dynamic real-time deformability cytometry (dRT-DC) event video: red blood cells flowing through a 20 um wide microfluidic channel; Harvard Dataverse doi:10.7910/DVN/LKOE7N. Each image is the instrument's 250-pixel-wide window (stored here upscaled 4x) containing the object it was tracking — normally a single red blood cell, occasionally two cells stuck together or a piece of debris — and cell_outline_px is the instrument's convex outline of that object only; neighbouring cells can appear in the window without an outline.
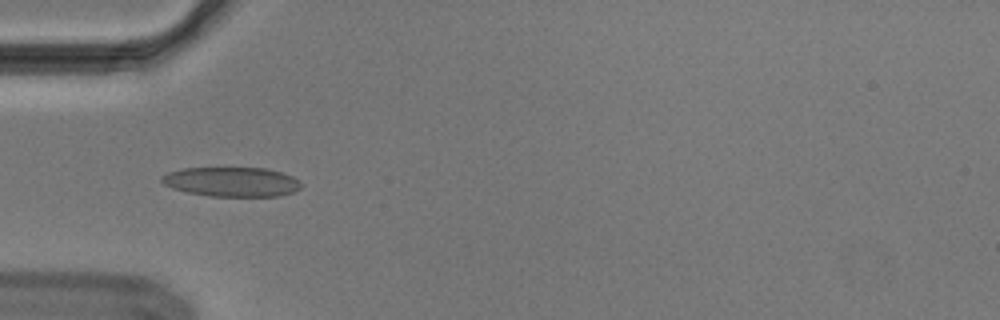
{"species": "Egyptian fruit bat (a non-hibernating species)", "species_latin": "Rousettus aegyptiacus", "temperature_condition": "cold", "stored_images_in_passage": 16, "camera_frame_rate_fps": 3000, "um_per_image_px": 0.085, "animal": {"sex": "male"}, "frame": {"image": 1, "passage_image": 3, "time_ms": 0.667, "image_size_px": [1000, 320], "cell_outline_px": [[300, 188], [292, 192], [280, 196], [208, 196], [188, 192], [172, 188], [164, 184], [160, 180], [160, 176], [168, 172], [184, 168], [264, 168], [280, 172], [292, 176], [300, 180]], "centroid_in_image_um": [19.67, 15.45], "position_along_channel_um": 65.3, "area_um2": 23.93}}
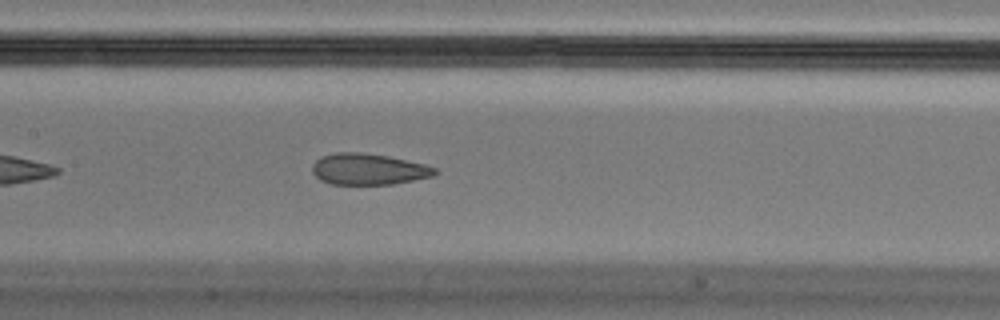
{"frame": {"image": 2, "passage_image": 12, "time_ms": 3.667, "image_size_px": [1000, 320], "cell_outline_px": [[440, 172], [432, 176], [392, 184], [328, 184], [320, 180], [312, 172], [312, 164], [320, 156], [336, 152], [360, 152], [388, 156], [424, 164], [436, 168]], "centroid_in_image_um": [31.28, 14.37], "position_along_channel_um": 176.1, "area_um2": 22.37}}
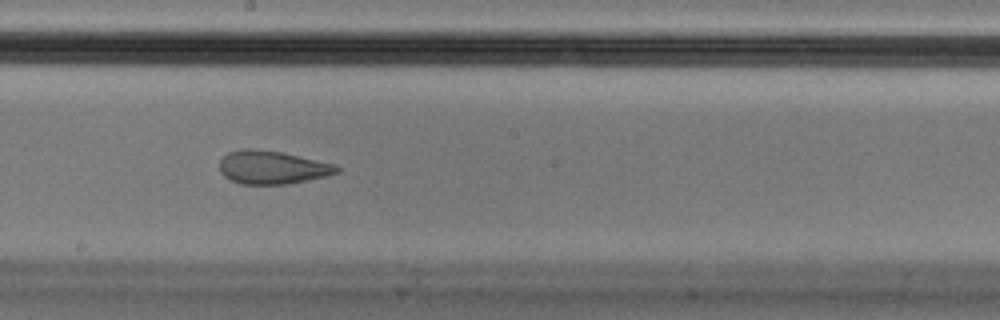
{"frame": {"image": 3, "passage_image": 16, "time_ms": 5.0, "image_size_px": [1000, 320], "cell_outline_px": [[340, 172], [308, 180], [288, 184], [240, 184], [224, 176], [220, 172], [220, 160], [228, 152], [240, 148], [252, 148], [280, 152], [336, 164], [340, 168]], "centroid_in_image_um": [23.13, 14.22], "position_along_channel_um": 225.1, "area_um2": 22.72}}